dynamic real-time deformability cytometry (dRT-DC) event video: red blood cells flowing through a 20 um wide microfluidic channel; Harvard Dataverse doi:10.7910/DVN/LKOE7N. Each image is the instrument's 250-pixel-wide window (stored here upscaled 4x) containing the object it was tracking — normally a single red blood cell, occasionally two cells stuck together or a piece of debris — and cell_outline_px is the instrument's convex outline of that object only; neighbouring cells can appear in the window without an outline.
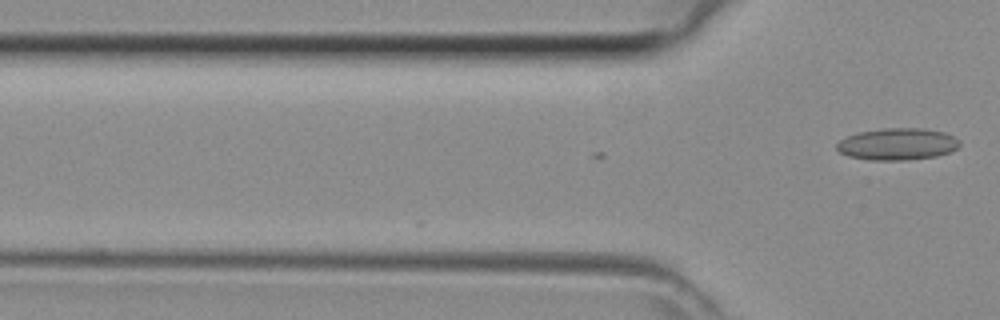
{"species": "common noctule bat (a hibernating species)", "species_latin": "Nyctalus noctula", "temperature_condition": "room temperature", "stored_images_in_passage": 4, "camera_frame_rate_fps": 3000, "um_per_image_px": 0.085, "animal": {"sex": "female", "body_mass_g": 29.2, "forearm_length_mm": 56.3}, "frame": {"image": 1, "passage_image": 4, "time_ms": 1.0, "image_size_px": [1000, 320], "cell_outline_px": [[960, 144], [956, 148], [948, 152], [936, 156], [908, 160], [868, 160], [848, 156], [840, 152], [836, 148], [836, 144], [840, 140], [848, 136], [860, 132], [884, 128], [924, 128], [944, 132], [960, 140]], "centroid_in_image_um": [76.27, 12.25], "position_along_channel_um": 49.5, "area_um2": 22.77}}